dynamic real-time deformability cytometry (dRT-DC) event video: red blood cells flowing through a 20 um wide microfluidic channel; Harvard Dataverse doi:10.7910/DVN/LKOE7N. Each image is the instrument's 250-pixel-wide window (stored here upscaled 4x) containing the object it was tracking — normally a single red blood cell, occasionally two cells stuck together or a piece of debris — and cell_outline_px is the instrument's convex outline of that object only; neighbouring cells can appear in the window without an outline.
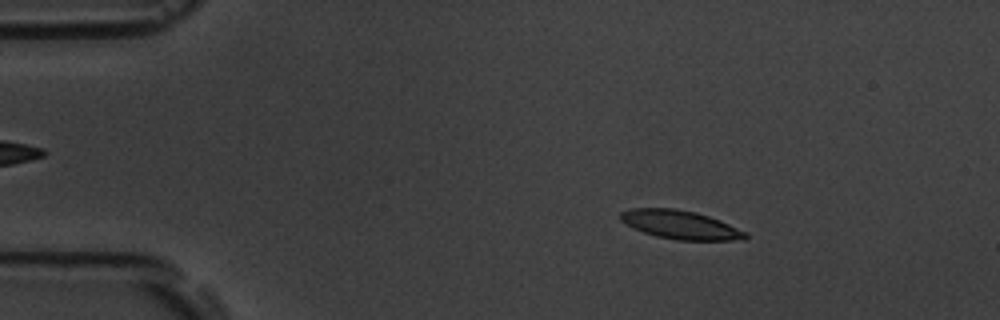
{"species": "common noctule bat (a hibernating species)", "species_latin": "Nyctalus noctula", "temperature_condition": "room temperature", "stored_images_in_passage": 53, "camera_frame_rate_fps": 3000, "um_per_image_px": 0.085, "animal": {"sex": "male", "body_mass_g": 19.5, "forearm_length_mm": 54.6}, "frame": {"image": 1, "passage_image": 8, "time_ms": 2.333, "image_size_px": [1000, 320], "cell_outline_px": [[748, 240], [676, 240], [656, 236], [644, 232], [620, 220], [620, 212], [632, 208], [676, 208], [696, 212], [720, 220], [748, 232]], "centroid_in_image_um": [57.89, 19.1], "position_along_channel_um": 27.1, "area_um2": 20.87}}
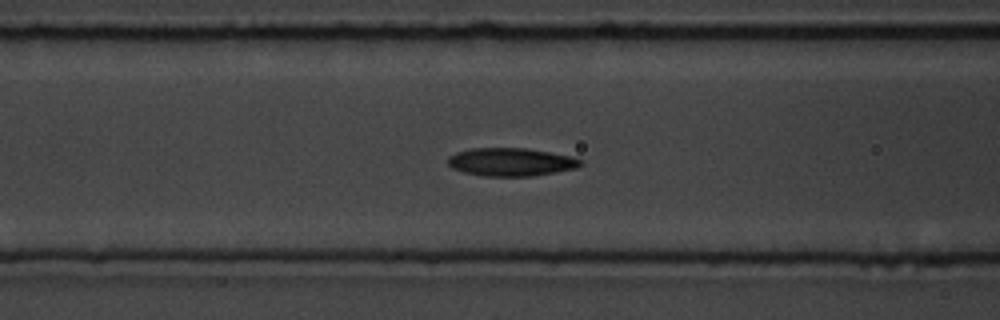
{"frame": {"image": 2, "passage_image": 21, "time_ms": 6.667, "image_size_px": [1000, 320], "cell_outline_px": [[584, 164], [576, 168], [532, 176], [484, 176], [464, 172], [452, 168], [448, 164], [448, 156], [456, 152], [472, 148], [524, 148], [548, 152], [568, 156], [584, 160]], "centroid_in_image_um": [43.42, 13.77], "position_along_channel_um": 123.2, "area_um2": 21.62}}
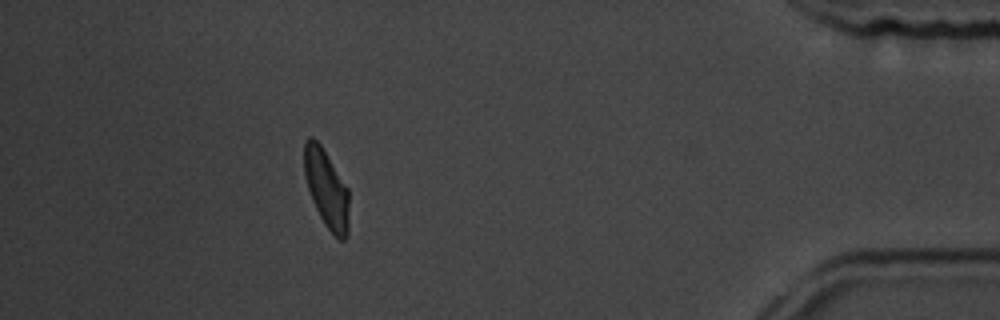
{"frame": {"image": 3, "passage_image": 48, "time_ms": 15.667, "image_size_px": [1000, 320], "cell_outline_px": [[348, 232], [344, 240], [340, 240], [324, 224], [312, 200], [308, 188], [304, 172], [304, 140], [308, 136], [312, 136], [320, 144], [348, 188]], "centroid_in_image_um": [27.74, 16.01], "position_along_channel_um": 407.5, "area_um2": 20.17}, "authors_computed_cell_mechanics": {"area_um2": 21.0392, "velocity_mm_per_s": 3.739, "shape_relaxation_time_tau1_ms": 3.5883, "shape_relaxation_time_tau2_ms": 3.2852, "deformation_change_tau1": 0.1562, "deformation_change_tau2": 0.1014}}